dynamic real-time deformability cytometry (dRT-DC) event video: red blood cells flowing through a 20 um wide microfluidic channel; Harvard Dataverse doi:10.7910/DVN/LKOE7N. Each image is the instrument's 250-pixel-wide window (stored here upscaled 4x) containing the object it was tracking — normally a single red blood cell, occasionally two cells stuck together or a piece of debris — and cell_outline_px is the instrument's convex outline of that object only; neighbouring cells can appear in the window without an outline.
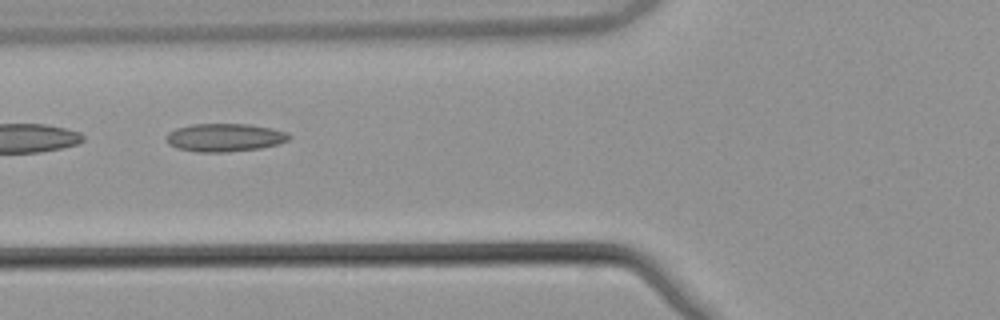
{"species": "common noctule bat (a hibernating species)", "species_latin": "Nyctalus noctula", "temperature_condition": "warm", "stored_images_in_passage": 8, "camera_frame_rate_fps": 3000, "um_per_image_px": 0.085, "animal": {"sex": "male", "body_mass_g": 21.5, "forearm_length_mm": 52.0}, "frame": {"image": 1, "passage_image": 5, "time_ms": 1.333, "image_size_px": [1000, 320], "cell_outline_px": [[292, 136], [288, 140], [280, 144], [260, 148], [228, 152], [196, 152], [176, 148], [168, 144], [168, 132], [176, 128], [192, 124], [248, 124], [272, 128], [288, 132]], "centroid_in_image_um": [19.13, 11.69], "position_along_channel_um": 106.7, "area_um2": 20.23}}
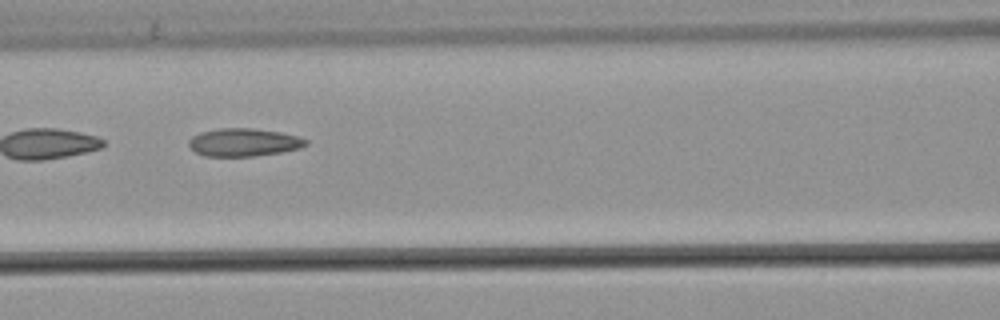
{"frame": {"image": 2, "passage_image": 6, "time_ms": 1.667, "image_size_px": [1000, 320], "cell_outline_px": [[308, 144], [300, 148], [280, 152], [256, 156], [204, 156], [196, 152], [188, 144], [188, 140], [192, 136], [200, 132], [220, 128], [252, 128], [280, 132], [296, 136], [308, 140]], "centroid_in_image_um": [20.7, 12.09], "position_along_channel_um": 145.9, "area_um2": 19.02}}